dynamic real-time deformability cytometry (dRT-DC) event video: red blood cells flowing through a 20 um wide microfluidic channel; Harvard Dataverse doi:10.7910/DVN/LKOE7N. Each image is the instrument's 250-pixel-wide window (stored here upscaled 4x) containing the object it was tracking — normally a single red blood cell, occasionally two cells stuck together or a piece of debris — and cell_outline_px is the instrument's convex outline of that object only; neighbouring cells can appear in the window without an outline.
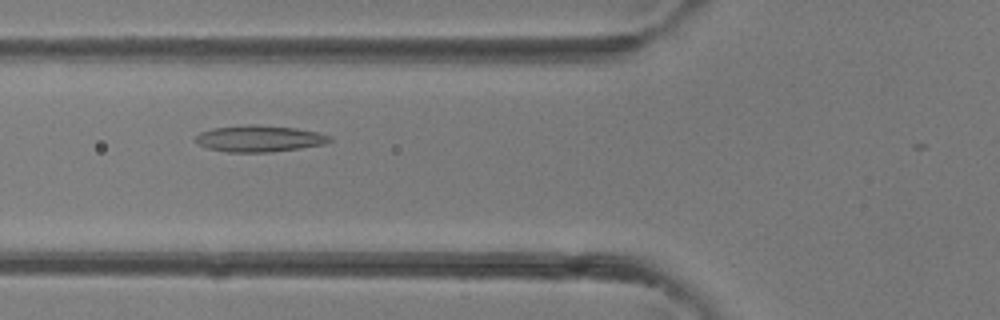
{"species": "common noctule bat (a hibernating species)", "species_latin": "Nyctalus noctula", "temperature_condition": "room temperature", "stored_images_in_passage": 32, "camera_frame_rate_fps": 3000, "um_per_image_px": 0.085, "animal": {"sex": "female"}, "frame": {"image": 1, "passage_image": 14, "time_ms": 4.333, "image_size_px": [1000, 320], "cell_outline_px": [[332, 140], [324, 144], [300, 148], [272, 152], [228, 152], [208, 148], [200, 144], [196, 140], [196, 136], [200, 132], [212, 128], [248, 124], [256, 124], [296, 128], [316, 132], [332, 136]], "centroid_in_image_um": [22.06, 11.77], "position_along_channel_um": 103.7, "area_um2": 20.63}}
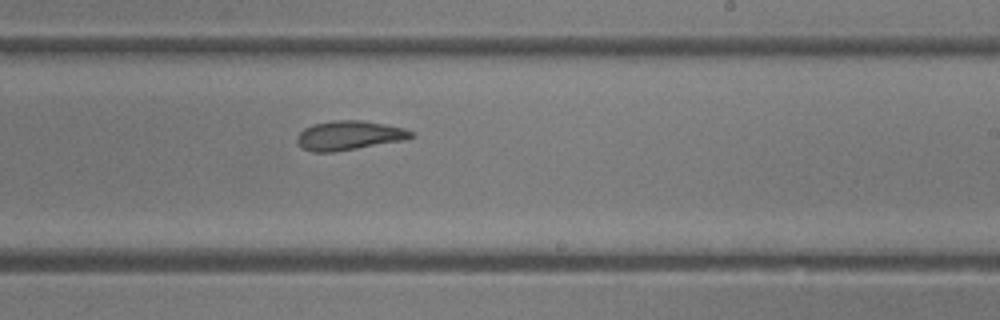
{"frame": {"image": 2, "passage_image": 23, "time_ms": 7.333, "image_size_px": [1000, 320], "cell_outline_px": [[416, 136], [404, 140], [336, 152], [312, 152], [300, 148], [296, 140], [296, 136], [304, 128], [312, 124], [332, 120], [360, 120], [384, 124], [404, 128], [412, 132]], "centroid_in_image_um": [29.63, 11.52], "position_along_channel_um": 259.4, "area_um2": 19.65}}
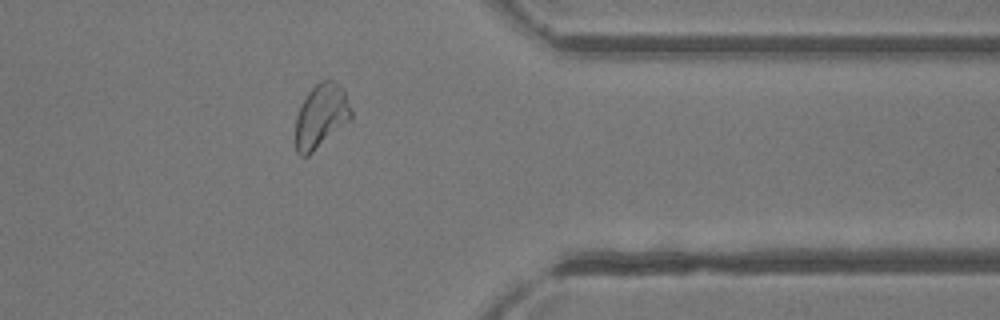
{"frame": {"image": 3, "passage_image": 31, "time_ms": 10.0, "image_size_px": [1000, 320], "cell_outline_px": [[352, 120], [308, 156], [300, 156], [296, 152], [296, 116], [308, 92], [320, 80], [332, 80], [344, 88], [352, 112]], "centroid_in_image_um": [27.32, 9.88], "position_along_channel_um": 384.1, "area_um2": 20.87}}